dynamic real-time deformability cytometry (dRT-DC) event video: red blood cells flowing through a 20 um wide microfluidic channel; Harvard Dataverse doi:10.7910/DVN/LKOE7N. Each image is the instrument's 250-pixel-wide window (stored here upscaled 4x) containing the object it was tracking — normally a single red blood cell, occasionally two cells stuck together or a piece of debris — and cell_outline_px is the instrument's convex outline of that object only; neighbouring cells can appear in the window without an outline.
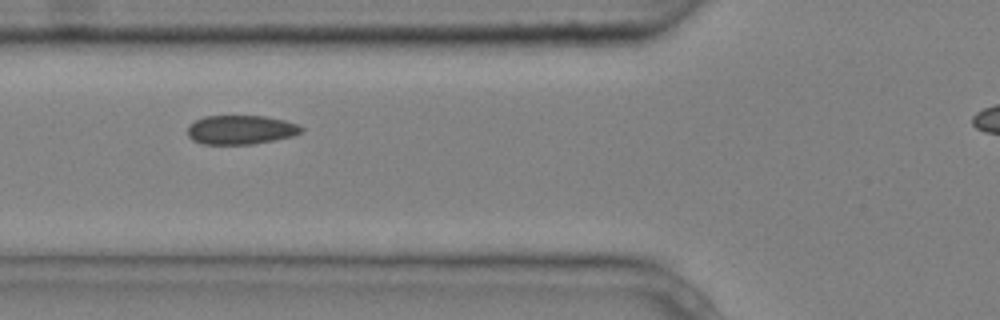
{"species": "common noctule bat (a hibernating species)", "species_latin": "Nyctalus noctula", "temperature_condition": "cold", "stored_images_in_passage": 5, "camera_frame_rate_fps": 3000, "um_per_image_px": 0.085, "animal": {"sex": "male", "body_mass_g": 20.4}, "frame": {"image": 1, "passage_image": 2, "time_ms": 0.333, "image_size_px": [1000, 320], "cell_outline_px": [[304, 132], [292, 136], [276, 140], [252, 144], [200, 144], [192, 140], [188, 136], [188, 128], [196, 120], [204, 116], [264, 116], [284, 120], [296, 124], [304, 128]], "centroid_in_image_um": [20.48, 11.04], "position_along_channel_um": 105.3, "area_um2": 19.31}}